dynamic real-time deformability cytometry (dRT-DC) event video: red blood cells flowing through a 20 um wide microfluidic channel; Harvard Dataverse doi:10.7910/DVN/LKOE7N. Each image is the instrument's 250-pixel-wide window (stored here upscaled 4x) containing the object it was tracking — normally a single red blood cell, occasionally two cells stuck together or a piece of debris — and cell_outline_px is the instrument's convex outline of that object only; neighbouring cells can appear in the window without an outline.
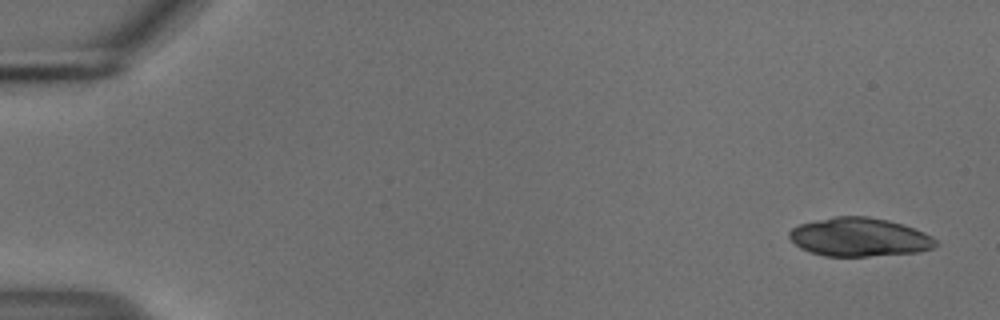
{"species": "common noctule bat (a hibernating species)", "species_latin": "Nyctalus noctula", "temperature_condition": "cold", "stored_images_in_passage": 26, "camera_frame_rate_fps": 3000, "um_per_image_px": 0.085, "animal": {"sex": "male", "body_mass_g": 18.8}, "frame": {"image": 1, "passage_image": 1, "time_ms": 0.0, "image_size_px": [1000, 320], "cell_outline_px": [[940, 244], [932, 248], [920, 252], [868, 256], [824, 256], [808, 252], [800, 248], [788, 236], [788, 232], [792, 228], [800, 224], [836, 216], [868, 216], [888, 220], [904, 224], [924, 232], [932, 236]], "centroid_in_image_um": [73.07, 20.16], "position_along_channel_um": 11.9, "area_um2": 33.12}}
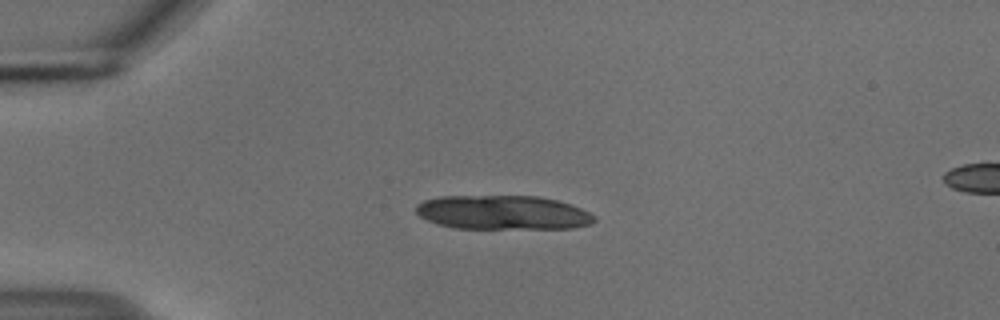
{"frame": {"image": 2, "passage_image": 12, "time_ms": 3.667, "image_size_px": [1000, 320], "cell_outline_px": [[596, 220], [592, 224], [572, 228], [452, 228], [428, 220], [420, 216], [416, 212], [416, 204], [424, 200], [440, 196], [536, 196], [556, 200], [580, 208], [596, 216]], "centroid_in_image_um": [42.74, 18.06], "position_along_channel_um": 42.3, "area_um2": 35.37}}